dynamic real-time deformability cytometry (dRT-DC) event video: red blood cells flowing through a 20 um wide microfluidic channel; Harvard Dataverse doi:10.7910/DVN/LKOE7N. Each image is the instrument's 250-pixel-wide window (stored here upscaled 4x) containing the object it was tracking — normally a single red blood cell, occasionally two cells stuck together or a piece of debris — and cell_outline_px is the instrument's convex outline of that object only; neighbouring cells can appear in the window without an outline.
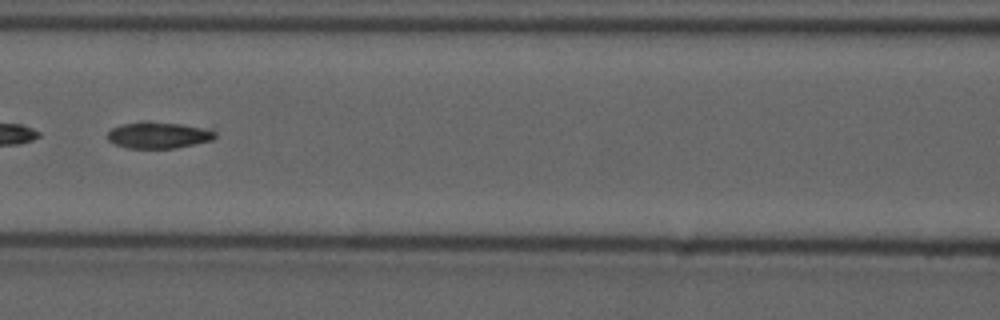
{"species": "common noctule bat (a hibernating species)", "species_latin": "Nyctalus noctula", "temperature_condition": "cold", "stored_images_in_passage": 24, "camera_frame_rate_fps": 3000, "um_per_image_px": 0.085, "animal": {"sex": "male", "forearm_length_mm": 52.5}, "frame": {"image": 1, "passage_image": 9, "time_ms": 2.667, "image_size_px": [1000, 320], "cell_outline_px": [[216, 136], [212, 140], [176, 148], [124, 148], [108, 140], [108, 132], [112, 128], [120, 124], [140, 120], [148, 120], [212, 128], [216, 132]], "centroid_in_image_um": [13.48, 11.46], "position_along_channel_um": 153.1, "area_um2": 16.99}}
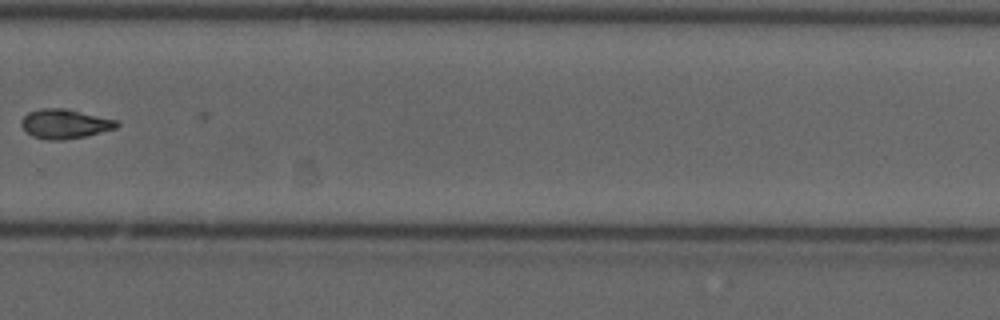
{"frame": {"image": 2, "passage_image": 23, "time_ms": 7.333, "image_size_px": [1000, 320], "cell_outline_px": [[120, 124], [116, 128], [84, 136], [64, 140], [48, 140], [32, 136], [20, 124], [20, 120], [28, 112], [40, 108], [64, 108], [116, 120]], "centroid_in_image_um": [5.47, 10.52], "position_along_channel_um": 324.3, "area_um2": 16.18}}